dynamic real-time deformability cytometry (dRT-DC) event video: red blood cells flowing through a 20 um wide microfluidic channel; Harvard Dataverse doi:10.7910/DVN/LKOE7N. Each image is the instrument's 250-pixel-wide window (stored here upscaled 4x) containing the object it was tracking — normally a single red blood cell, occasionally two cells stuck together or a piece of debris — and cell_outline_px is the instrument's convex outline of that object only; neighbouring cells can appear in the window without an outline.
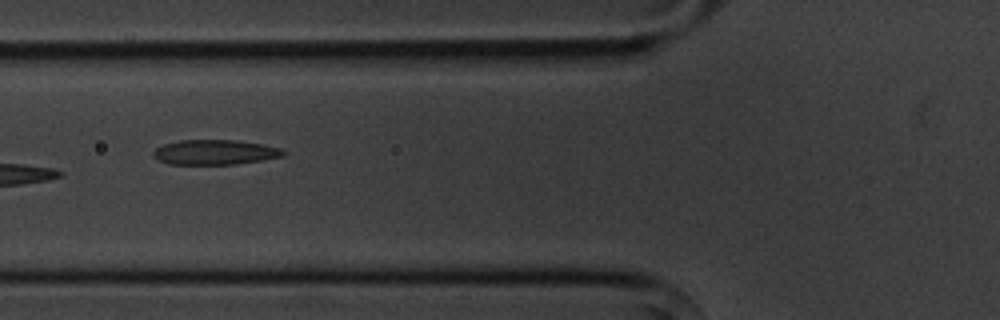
{"species": "common noctule bat (a hibernating species)", "species_latin": "Nyctalus noctula", "temperature_condition": "cold", "stored_images_in_passage": 14, "camera_frame_rate_fps": 3000, "um_per_image_px": 0.085, "animal": {"sex": "male", "body_mass_g": 20.1, "forearm_length_mm": 53.5}, "frame": {"image": 1, "passage_image": 5, "time_ms": 5.667, "image_size_px": [1000, 320], "cell_outline_px": [[284, 156], [236, 164], [168, 164], [152, 156], [152, 152], [156, 148], [164, 144], [180, 140], [236, 140], [264, 144], [280, 148], [284, 152]], "centroid_in_image_um": [18.25, 12.93], "position_along_channel_um": 107.6, "area_um2": 18.79}}
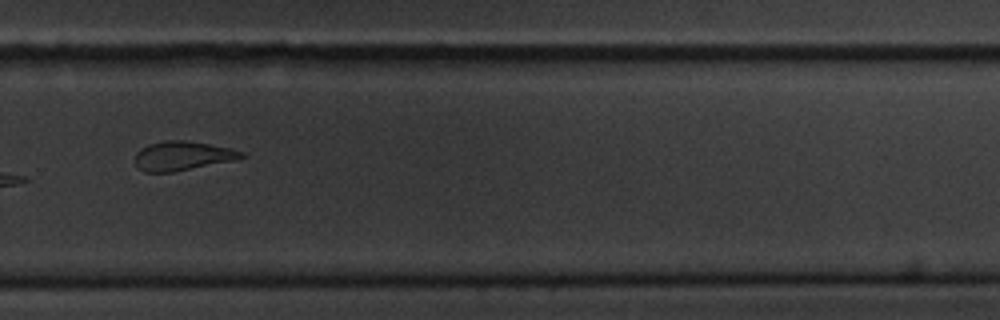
{"frame": {"image": 2, "passage_image": 10, "time_ms": 11.333, "image_size_px": [1000, 320], "cell_outline_px": [[244, 156], [232, 160], [172, 172], [144, 172], [136, 164], [136, 152], [140, 148], [148, 144], [164, 140], [184, 140], [208, 144], [228, 148], [244, 152]], "centroid_in_image_um": [15.44, 13.23], "position_along_channel_um": 314.4, "area_um2": 17.69}}
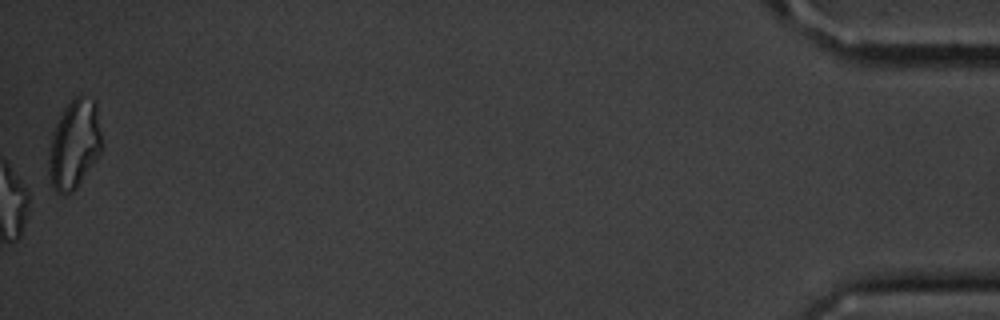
{"frame": {"image": 3, "passage_image": 14, "time_ms": 17.0, "image_size_px": [1000, 320], "cell_outline_px": [[104, 144], [100, 152], [76, 188], [72, 192], [56, 192], [52, 188], [48, 172], [48, 160], [52, 132], [64, 108], [80, 92], [96, 100]], "centroid_in_image_um": [6.34, 12.2], "position_along_channel_um": 428.9, "area_um2": 27.8}, "authors_computed_cell_mechanics": {"area_um2": 18.8139, "velocity_mm_per_s": 3.6371, "shape_relaxation_time_tau1_ms": 4.0546, "shape_relaxation_time_tau2_ms": null, "deformation_change_tau1": 0.1341, "deformation_change_tau2": null}}